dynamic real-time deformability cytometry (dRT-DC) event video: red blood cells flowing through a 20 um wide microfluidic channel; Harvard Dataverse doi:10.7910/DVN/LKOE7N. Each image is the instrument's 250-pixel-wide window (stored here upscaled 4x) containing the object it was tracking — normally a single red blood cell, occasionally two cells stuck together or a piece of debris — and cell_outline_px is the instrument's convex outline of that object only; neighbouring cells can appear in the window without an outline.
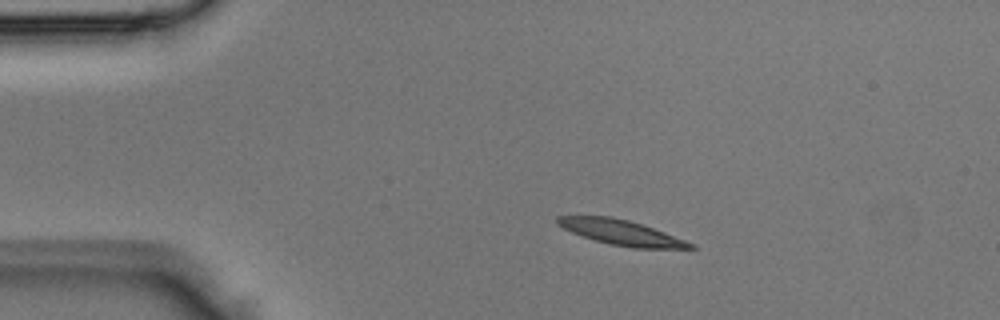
{"species": "Egyptian fruit bat (a non-hibernating species)", "species_latin": "Rousettus aegyptiacus", "temperature_condition": "room temperature", "stored_images_in_passage": 3, "camera_frame_rate_fps": 3000, "um_per_image_px": 0.085, "animal": {"sex": "male"}, "frame": {"image": 1, "passage_image": 2, "time_ms": 0.333, "image_size_px": [1000, 320], "cell_outline_px": [[696, 248], [632, 248], [612, 244], [596, 240], [572, 232], [556, 224], [556, 216], [612, 216], [628, 220], [664, 232], [696, 244]], "centroid_in_image_um": [52.81, 19.75], "position_along_channel_um": 32.2, "area_um2": 19.07}}